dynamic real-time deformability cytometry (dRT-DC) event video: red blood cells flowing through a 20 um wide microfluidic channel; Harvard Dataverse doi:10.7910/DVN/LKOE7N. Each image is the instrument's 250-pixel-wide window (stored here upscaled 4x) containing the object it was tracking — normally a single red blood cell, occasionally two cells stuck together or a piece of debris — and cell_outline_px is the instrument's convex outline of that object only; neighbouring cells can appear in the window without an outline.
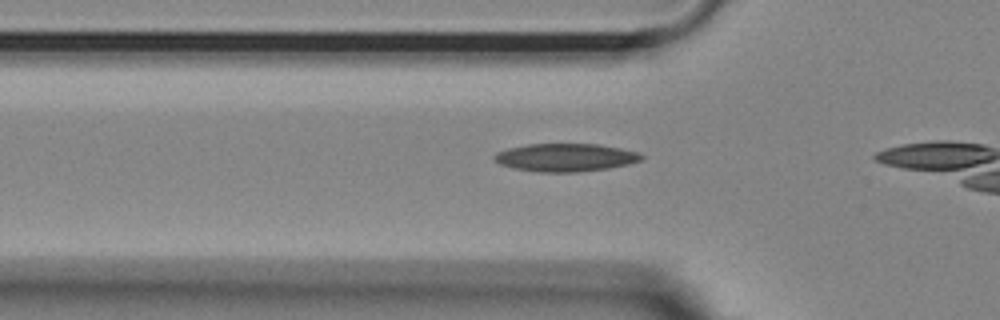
{"species": "Egyptian fruit bat (a non-hibernating species)", "species_latin": "Rousettus aegyptiacus", "temperature_condition": "room temperature", "stored_images_in_passage": 12, "camera_frame_rate_fps": 3000, "um_per_image_px": 0.085, "animal": {"sex": "female"}, "frame": {"image": 1, "passage_image": 10, "time_ms": 3.0, "image_size_px": [1000, 320], "cell_outline_px": [[644, 156], [640, 160], [628, 164], [608, 168], [576, 172], [540, 172], [512, 168], [500, 164], [492, 160], [492, 156], [496, 152], [508, 148], [528, 144], [600, 144], [620, 148], [636, 152]], "centroid_in_image_um": [48.0, 13.38], "position_along_channel_um": 77.8, "area_um2": 23.99}}